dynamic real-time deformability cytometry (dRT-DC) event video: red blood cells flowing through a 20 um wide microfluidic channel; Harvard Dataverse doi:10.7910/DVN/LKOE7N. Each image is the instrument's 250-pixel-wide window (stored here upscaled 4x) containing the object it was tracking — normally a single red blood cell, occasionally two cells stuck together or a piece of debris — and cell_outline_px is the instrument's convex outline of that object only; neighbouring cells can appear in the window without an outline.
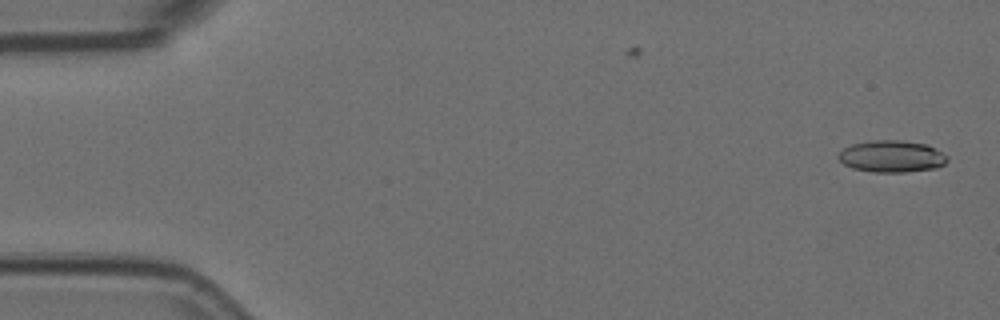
{"species": "Egyptian fruit bat (a non-hibernating species)", "species_latin": "Rousettus aegyptiacus", "temperature_condition": "room temperature", "stored_images_in_passage": 2, "camera_frame_rate_fps": 3000, "um_per_image_px": 0.085, "animal": {"sex": "female"}, "frame": {"image": 1, "passage_image": 2, "time_ms": 0.333, "image_size_px": [1000, 320], "cell_outline_px": [[948, 160], [944, 164], [936, 168], [904, 172], [872, 172], [852, 168], [844, 164], [836, 156], [844, 148], [852, 144], [872, 140], [900, 140], [928, 144], [948, 156]], "centroid_in_image_um": [75.8, 13.29], "position_along_channel_um": 9.2, "area_um2": 20.29}}